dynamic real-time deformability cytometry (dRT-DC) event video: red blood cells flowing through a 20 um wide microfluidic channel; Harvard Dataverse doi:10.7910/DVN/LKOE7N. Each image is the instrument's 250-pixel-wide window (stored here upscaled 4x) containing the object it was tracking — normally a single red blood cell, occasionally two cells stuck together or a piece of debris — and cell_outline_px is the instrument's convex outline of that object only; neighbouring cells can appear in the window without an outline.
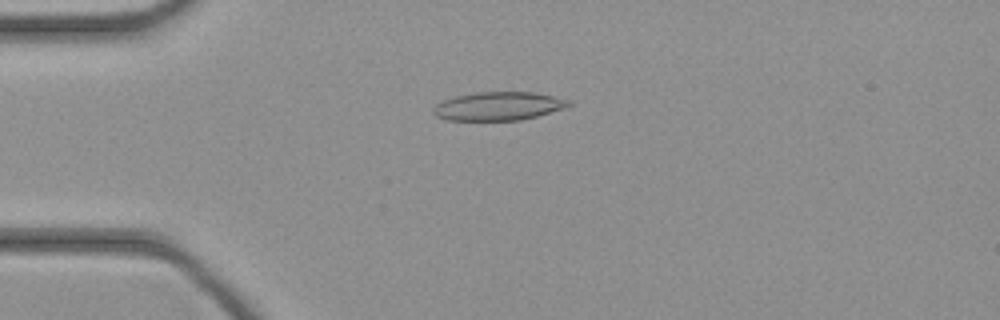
{"species": "common noctule bat (a hibernating species)", "species_latin": "Nyctalus noctula", "temperature_condition": "cold", "stored_images_in_passage": 45, "camera_frame_rate_fps": 3000, "um_per_image_px": 0.085, "animal": {"sex": "female", "body_mass_g": 21.9}, "frame": {"image": 1, "passage_image": 11, "time_ms": 3.333, "image_size_px": [1000, 320], "cell_outline_px": [[572, 104], [564, 108], [536, 116], [520, 120], [448, 120], [436, 116], [432, 112], [432, 108], [436, 104], [444, 100], [456, 96], [476, 92], [532, 92], [572, 100]], "centroid_in_image_um": [42.36, 9.02], "position_along_channel_um": 42.6, "area_um2": 22.37}}
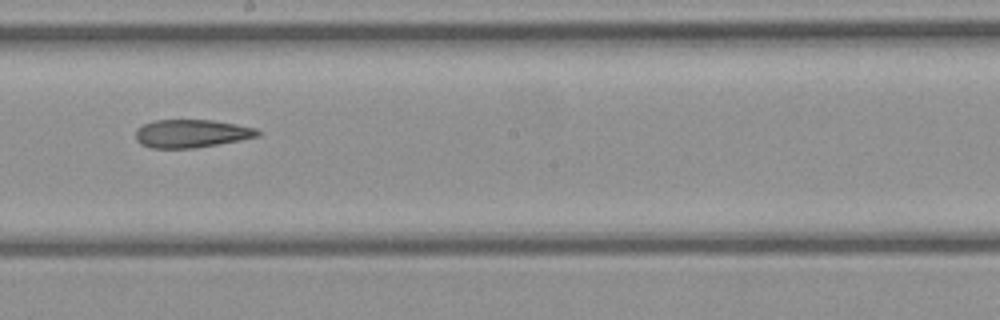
{"frame": {"image": 2, "passage_image": 25, "time_ms": 8.0, "image_size_px": [1000, 320], "cell_outline_px": [[260, 136], [240, 140], [196, 148], [152, 148], [140, 144], [136, 140], [136, 128], [152, 120], [212, 120], [256, 128], [260, 132]], "centroid_in_image_um": [16.25, 11.35], "position_along_channel_um": 232.0, "area_um2": 20.0}}
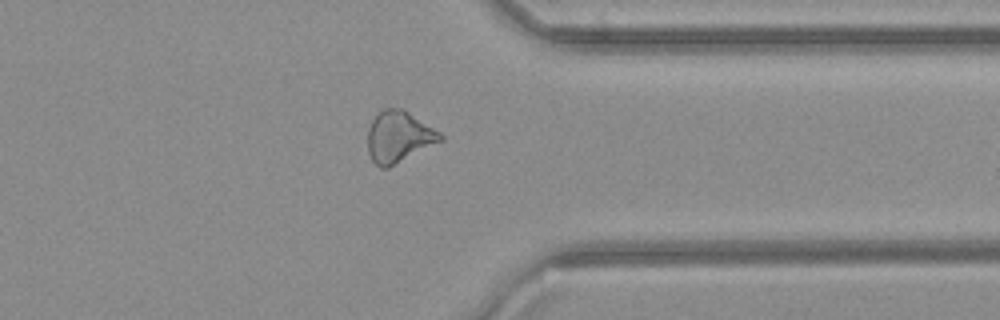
{"frame": {"image": 3, "passage_image": 35, "time_ms": 11.333, "image_size_px": [1000, 320], "cell_outline_px": [[444, 140], [388, 168], [380, 168], [372, 160], [368, 152], [368, 128], [372, 120], [384, 108], [400, 108], [408, 112], [440, 132], [444, 136]], "centroid_in_image_um": [33.9, 11.65], "position_along_channel_um": 377.5, "area_um2": 21.62}}